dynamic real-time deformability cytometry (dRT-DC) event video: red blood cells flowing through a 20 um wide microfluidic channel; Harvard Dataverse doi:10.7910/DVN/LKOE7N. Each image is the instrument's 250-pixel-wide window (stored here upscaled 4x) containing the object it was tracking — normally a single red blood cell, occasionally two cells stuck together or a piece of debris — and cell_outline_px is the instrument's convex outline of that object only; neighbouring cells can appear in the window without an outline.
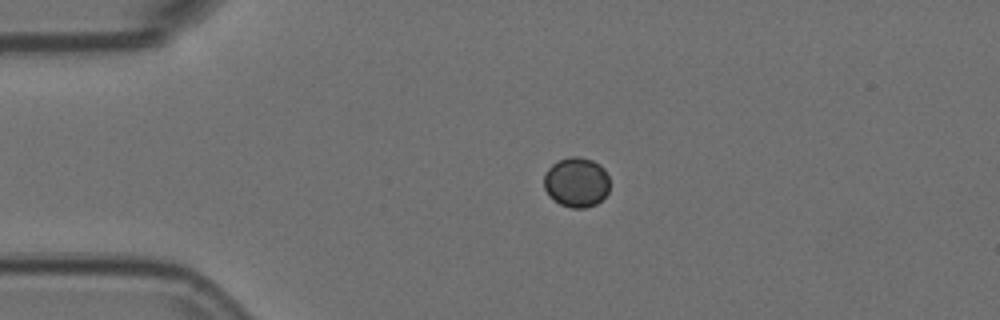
{"species": "Egyptian fruit bat (a non-hibernating species)", "species_latin": "Rousettus aegyptiacus", "temperature_condition": "room temperature", "stored_images_in_passage": 4, "camera_frame_rate_fps": 3000, "um_per_image_px": 0.085, "animal": {"sex": "female"}, "frame": {"image": 1, "passage_image": 3, "time_ms": 0.667, "image_size_px": [1000, 320], "cell_outline_px": [[608, 192], [596, 204], [584, 208], [572, 208], [560, 204], [548, 196], [544, 188], [544, 176], [548, 168], [552, 164], [568, 156], [580, 156], [592, 160], [600, 164], [604, 168], [608, 176]], "centroid_in_image_um": [48.98, 15.48], "position_along_channel_um": 36.0, "area_um2": 19.19}}